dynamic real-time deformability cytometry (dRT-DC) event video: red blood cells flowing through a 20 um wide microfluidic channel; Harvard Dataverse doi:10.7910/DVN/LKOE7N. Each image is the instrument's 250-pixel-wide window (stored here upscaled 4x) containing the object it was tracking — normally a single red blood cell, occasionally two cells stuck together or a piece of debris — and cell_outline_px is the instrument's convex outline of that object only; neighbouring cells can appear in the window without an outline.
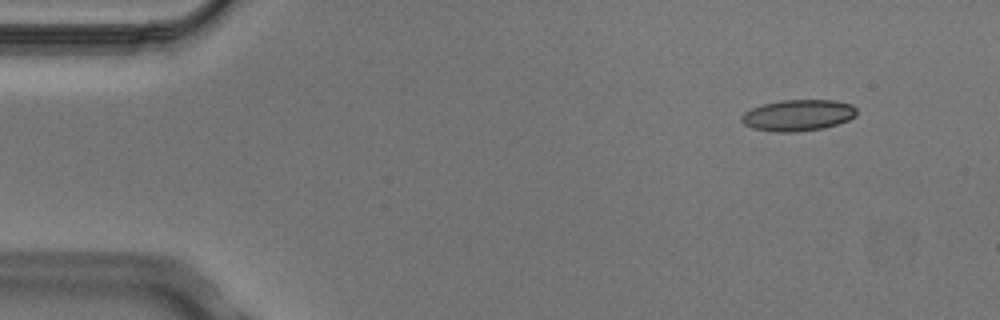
{"species": "Egyptian fruit bat (a non-hibernating species)", "species_latin": "Rousettus aegyptiacus", "temperature_condition": "cold", "stored_images_in_passage": 4, "camera_frame_rate_fps": 3000, "um_per_image_px": 0.085, "animal": {"sex": "male"}, "frame": {"image": 1, "passage_image": 1, "time_ms": 0.0, "image_size_px": [1000, 320], "cell_outline_px": [[856, 116], [848, 120], [824, 128], [796, 132], [776, 132], [752, 128], [744, 124], [740, 120], [740, 116], [744, 112], [752, 108], [764, 104], [780, 100], [832, 100], [852, 104], [856, 108]], "centroid_in_image_um": [67.82, 9.8], "position_along_channel_um": 17.2, "area_um2": 21.04}}